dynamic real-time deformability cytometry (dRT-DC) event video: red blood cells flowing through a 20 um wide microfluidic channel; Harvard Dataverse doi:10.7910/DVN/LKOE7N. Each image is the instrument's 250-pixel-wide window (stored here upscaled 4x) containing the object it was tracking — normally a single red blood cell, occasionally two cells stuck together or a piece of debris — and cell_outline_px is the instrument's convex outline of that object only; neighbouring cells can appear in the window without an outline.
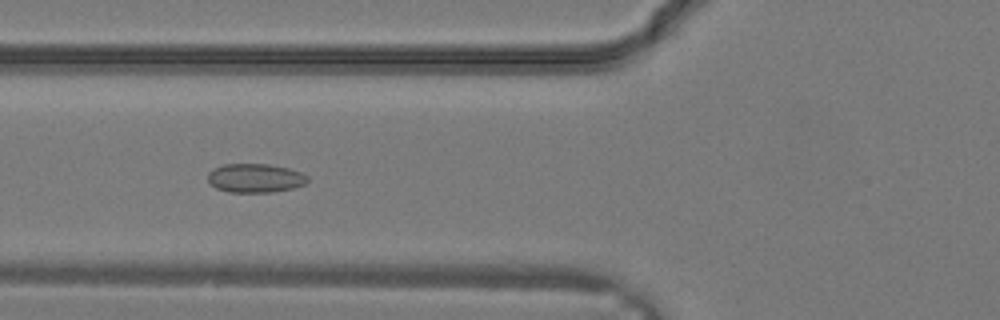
{"species": "common noctule bat (a hibernating species)", "species_latin": "Nyctalus noctula", "temperature_condition": "warm", "stored_images_in_passage": 31, "camera_frame_rate_fps": 3000, "um_per_image_px": 0.085, "animal": {"sex": "male", "body_mass_g": 19.2, "forearm_length_mm": 51.8}, "frame": {"image": 1, "passage_image": 12, "time_ms": 3.667, "image_size_px": [1000, 320], "cell_outline_px": [[308, 180], [304, 184], [292, 188], [272, 192], [228, 192], [216, 188], [208, 180], [208, 172], [212, 168], [224, 164], [268, 164], [288, 168], [300, 172], [308, 176]], "centroid_in_image_um": [21.67, 15.13], "position_along_channel_um": 104.1, "area_um2": 16.76}}
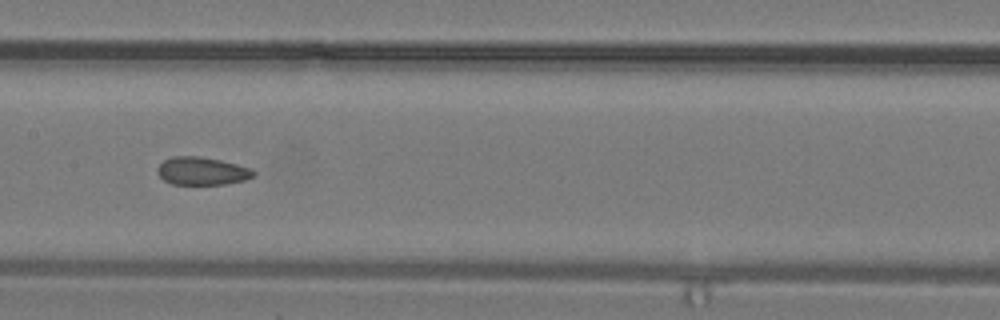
{"frame": {"image": 2, "passage_image": 16, "time_ms": 5.0, "image_size_px": [1000, 320], "cell_outline_px": [[256, 176], [244, 180], [224, 184], [172, 184], [164, 180], [156, 172], [156, 168], [164, 160], [172, 156], [200, 156], [220, 160], [252, 168], [256, 172]], "centroid_in_image_um": [17.17, 14.53], "position_along_channel_um": 190.2, "area_um2": 15.72}}
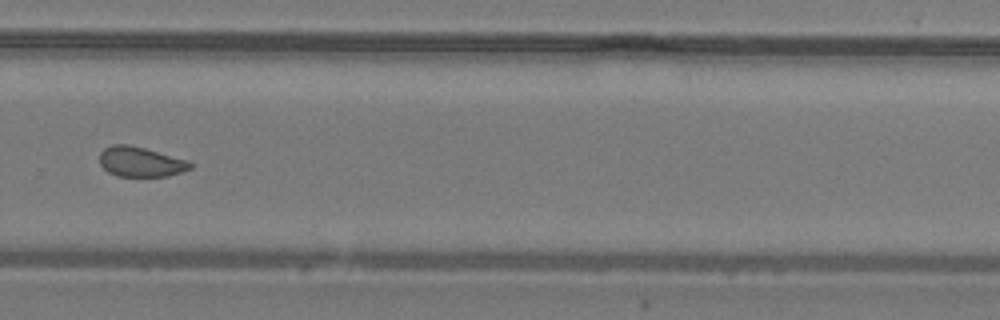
{"frame": {"image": 3, "passage_image": 22, "time_ms": 7.0, "image_size_px": [1000, 320], "cell_outline_px": [[192, 168], [168, 176], [116, 176], [108, 172], [100, 164], [100, 152], [104, 148], [112, 144], [128, 144], [144, 148], [188, 160], [192, 164]], "centroid_in_image_um": [11.93, 13.75], "position_along_channel_um": 317.9, "area_um2": 15.78}}